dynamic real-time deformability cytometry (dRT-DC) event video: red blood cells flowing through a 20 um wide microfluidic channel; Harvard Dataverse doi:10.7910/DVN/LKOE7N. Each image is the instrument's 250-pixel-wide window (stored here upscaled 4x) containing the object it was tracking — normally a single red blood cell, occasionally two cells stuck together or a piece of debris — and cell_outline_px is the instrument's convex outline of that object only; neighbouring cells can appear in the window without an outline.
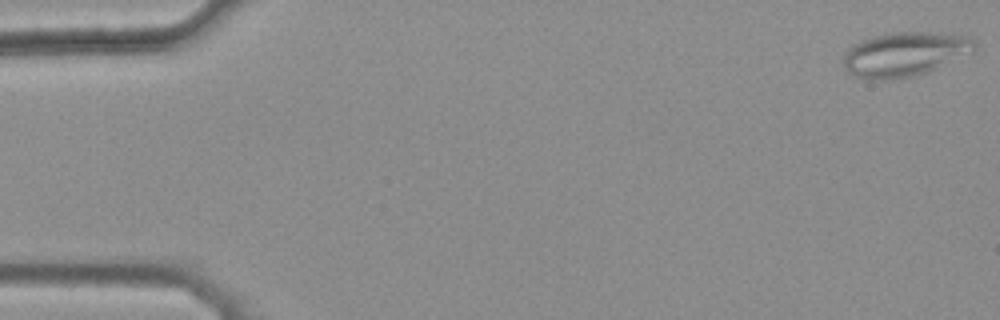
{"species": "common noctule bat (a hibernating species)", "species_latin": "Nyctalus noctula", "temperature_condition": "warm", "stored_images_in_passage": 47, "camera_frame_rate_fps": 3000, "um_per_image_px": 0.085, "animal": {"sex": "female", "body_mass_g": 25.1}, "frame": {"image": 1, "passage_image": 1, "time_ms": 0.0, "image_size_px": [1000, 320], "cell_outline_px": [[976, 48], [928, 72], [912, 76], [888, 80], [864, 80], [852, 76], [844, 68], [844, 56], [848, 48], [852, 44], [860, 40], [872, 36], [892, 32], [932, 32], [972, 36], [976, 44]], "centroid_in_image_um": [76.83, 4.6], "position_along_channel_um": 8.2, "area_um2": 33.99}}
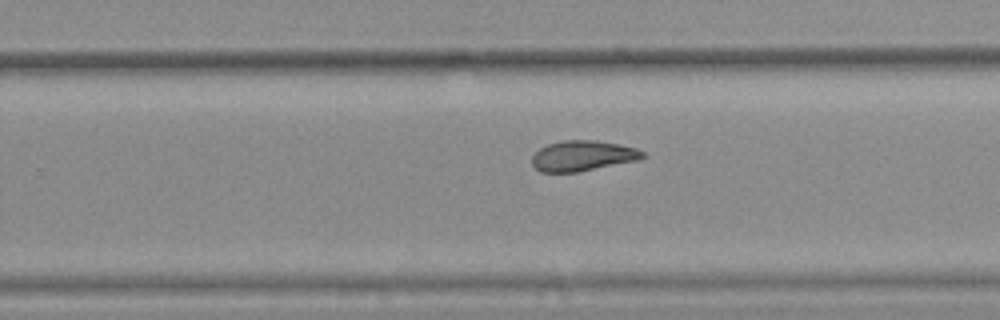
{"frame": {"image": 2, "passage_image": 33, "time_ms": 10.667, "image_size_px": [1000, 320], "cell_outline_px": [[644, 156], [636, 160], [576, 172], [540, 172], [532, 164], [532, 156], [540, 148], [548, 144], [564, 140], [596, 140], [636, 148], [644, 152]], "centroid_in_image_um": [49.48, 13.24], "position_along_channel_um": 280.3, "area_um2": 19.25}}
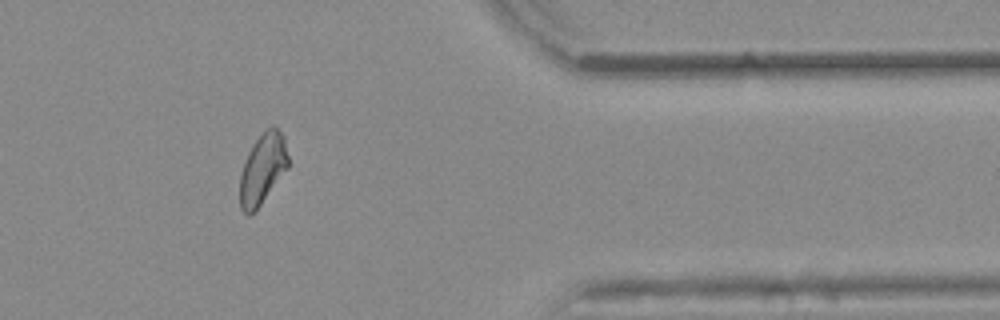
{"frame": {"image": 3, "passage_image": 43, "time_ms": 14.0, "image_size_px": [1000, 320], "cell_outline_px": [[288, 168], [256, 212], [248, 216], [240, 208], [240, 176], [248, 152], [252, 144], [272, 124], [284, 136], [288, 156]], "centroid_in_image_um": [22.33, 14.4], "position_along_channel_um": 389.1, "area_um2": 19.94}, "authors_computed_cell_mechanics": {"area_um2": 20.6924, "velocity_mm_per_s": 3.8718, "shape_relaxation_time_tau1_ms": null, "shape_relaxation_time_tau2_ms": 5.2645, "deformation_change_tau1": null, "deformation_change_tau2": 0.113}}